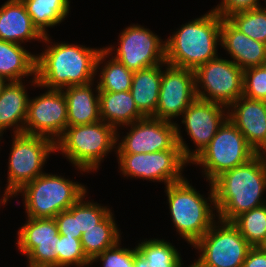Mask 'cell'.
I'll use <instances>...</instances> for the list:
<instances>
[{
    "instance_id": "cell-1",
    "label": "cell",
    "mask_w": 266,
    "mask_h": 267,
    "mask_svg": "<svg viewBox=\"0 0 266 267\" xmlns=\"http://www.w3.org/2000/svg\"><path fill=\"white\" fill-rule=\"evenodd\" d=\"M49 36L45 35L42 41L47 48L40 55L36 54V77L30 81L31 85L62 90L92 83L98 72L96 61L102 48L64 42L48 45Z\"/></svg>"
},
{
    "instance_id": "cell-2",
    "label": "cell",
    "mask_w": 266,
    "mask_h": 267,
    "mask_svg": "<svg viewBox=\"0 0 266 267\" xmlns=\"http://www.w3.org/2000/svg\"><path fill=\"white\" fill-rule=\"evenodd\" d=\"M218 219L232 222L240 214L266 204V155L257 153L248 162L227 170L212 182Z\"/></svg>"
},
{
    "instance_id": "cell-3",
    "label": "cell",
    "mask_w": 266,
    "mask_h": 267,
    "mask_svg": "<svg viewBox=\"0 0 266 267\" xmlns=\"http://www.w3.org/2000/svg\"><path fill=\"white\" fill-rule=\"evenodd\" d=\"M222 18L213 10L182 25L166 42V63L195 71L218 56Z\"/></svg>"
},
{
    "instance_id": "cell-4",
    "label": "cell",
    "mask_w": 266,
    "mask_h": 267,
    "mask_svg": "<svg viewBox=\"0 0 266 267\" xmlns=\"http://www.w3.org/2000/svg\"><path fill=\"white\" fill-rule=\"evenodd\" d=\"M209 185L208 198H204L186 178L165 186L173 224L179 235L192 246L217 221L213 213L216 210L214 190L211 182Z\"/></svg>"
},
{
    "instance_id": "cell-5",
    "label": "cell",
    "mask_w": 266,
    "mask_h": 267,
    "mask_svg": "<svg viewBox=\"0 0 266 267\" xmlns=\"http://www.w3.org/2000/svg\"><path fill=\"white\" fill-rule=\"evenodd\" d=\"M118 131L103 121L67 126L55 142V150L64 154L76 169L82 172L97 171L103 158L116 148Z\"/></svg>"
},
{
    "instance_id": "cell-6",
    "label": "cell",
    "mask_w": 266,
    "mask_h": 267,
    "mask_svg": "<svg viewBox=\"0 0 266 267\" xmlns=\"http://www.w3.org/2000/svg\"><path fill=\"white\" fill-rule=\"evenodd\" d=\"M23 195L27 217L33 219L55 218L68 210L85 193L84 185L59 175L43 173L24 185L16 194Z\"/></svg>"
},
{
    "instance_id": "cell-7",
    "label": "cell",
    "mask_w": 266,
    "mask_h": 267,
    "mask_svg": "<svg viewBox=\"0 0 266 267\" xmlns=\"http://www.w3.org/2000/svg\"><path fill=\"white\" fill-rule=\"evenodd\" d=\"M257 152L227 118L210 143L190 163L199 165L208 182L223 172L248 162Z\"/></svg>"
},
{
    "instance_id": "cell-8",
    "label": "cell",
    "mask_w": 266,
    "mask_h": 267,
    "mask_svg": "<svg viewBox=\"0 0 266 267\" xmlns=\"http://www.w3.org/2000/svg\"><path fill=\"white\" fill-rule=\"evenodd\" d=\"M8 160L7 186L4 190L10 198L24 185L43 174L46 159L56 152L55 142L43 136L13 134Z\"/></svg>"
},
{
    "instance_id": "cell-9",
    "label": "cell",
    "mask_w": 266,
    "mask_h": 267,
    "mask_svg": "<svg viewBox=\"0 0 266 267\" xmlns=\"http://www.w3.org/2000/svg\"><path fill=\"white\" fill-rule=\"evenodd\" d=\"M218 220L192 246L201 253L194 263L199 267H242L252 246L232 222Z\"/></svg>"
},
{
    "instance_id": "cell-10",
    "label": "cell",
    "mask_w": 266,
    "mask_h": 267,
    "mask_svg": "<svg viewBox=\"0 0 266 267\" xmlns=\"http://www.w3.org/2000/svg\"><path fill=\"white\" fill-rule=\"evenodd\" d=\"M194 72L199 99L229 107L243 95V70L232 60L217 56Z\"/></svg>"
},
{
    "instance_id": "cell-11",
    "label": "cell",
    "mask_w": 266,
    "mask_h": 267,
    "mask_svg": "<svg viewBox=\"0 0 266 267\" xmlns=\"http://www.w3.org/2000/svg\"><path fill=\"white\" fill-rule=\"evenodd\" d=\"M120 172L131 178L164 182L167 186L183 180L182 171L188 161L179 144L172 149L153 153H116Z\"/></svg>"
},
{
    "instance_id": "cell-12",
    "label": "cell",
    "mask_w": 266,
    "mask_h": 267,
    "mask_svg": "<svg viewBox=\"0 0 266 267\" xmlns=\"http://www.w3.org/2000/svg\"><path fill=\"white\" fill-rule=\"evenodd\" d=\"M227 109L228 107L222 104L196 98L182 113L183 120L181 121L185 125L187 135L197 146L195 151L189 149L176 123L177 143L188 162L198 156L216 135L220 126L228 118Z\"/></svg>"
},
{
    "instance_id": "cell-13",
    "label": "cell",
    "mask_w": 266,
    "mask_h": 267,
    "mask_svg": "<svg viewBox=\"0 0 266 267\" xmlns=\"http://www.w3.org/2000/svg\"><path fill=\"white\" fill-rule=\"evenodd\" d=\"M117 43L113 57L133 72L166 63V42L141 25L125 28Z\"/></svg>"
},
{
    "instance_id": "cell-14",
    "label": "cell",
    "mask_w": 266,
    "mask_h": 267,
    "mask_svg": "<svg viewBox=\"0 0 266 267\" xmlns=\"http://www.w3.org/2000/svg\"><path fill=\"white\" fill-rule=\"evenodd\" d=\"M67 127V103L62 90L48 89L28 101L24 134L43 136L56 142Z\"/></svg>"
},
{
    "instance_id": "cell-15",
    "label": "cell",
    "mask_w": 266,
    "mask_h": 267,
    "mask_svg": "<svg viewBox=\"0 0 266 267\" xmlns=\"http://www.w3.org/2000/svg\"><path fill=\"white\" fill-rule=\"evenodd\" d=\"M17 247L28 259L27 267H57V241L60 236L54 218L33 219L17 232Z\"/></svg>"
},
{
    "instance_id": "cell-16",
    "label": "cell",
    "mask_w": 266,
    "mask_h": 267,
    "mask_svg": "<svg viewBox=\"0 0 266 267\" xmlns=\"http://www.w3.org/2000/svg\"><path fill=\"white\" fill-rule=\"evenodd\" d=\"M165 67L162 70L159 99L153 118L172 122L197 98L195 72L169 64Z\"/></svg>"
},
{
    "instance_id": "cell-17",
    "label": "cell",
    "mask_w": 266,
    "mask_h": 267,
    "mask_svg": "<svg viewBox=\"0 0 266 267\" xmlns=\"http://www.w3.org/2000/svg\"><path fill=\"white\" fill-rule=\"evenodd\" d=\"M130 131L123 136L116 153H153L172 149L177 144L176 123L144 117L126 125Z\"/></svg>"
},
{
    "instance_id": "cell-18",
    "label": "cell",
    "mask_w": 266,
    "mask_h": 267,
    "mask_svg": "<svg viewBox=\"0 0 266 267\" xmlns=\"http://www.w3.org/2000/svg\"><path fill=\"white\" fill-rule=\"evenodd\" d=\"M227 113L248 144L257 153L266 155V101L242 95L228 107Z\"/></svg>"
},
{
    "instance_id": "cell-19",
    "label": "cell",
    "mask_w": 266,
    "mask_h": 267,
    "mask_svg": "<svg viewBox=\"0 0 266 267\" xmlns=\"http://www.w3.org/2000/svg\"><path fill=\"white\" fill-rule=\"evenodd\" d=\"M220 43L242 70L261 66L266 61V44L246 36L227 18H222Z\"/></svg>"
},
{
    "instance_id": "cell-20",
    "label": "cell",
    "mask_w": 266,
    "mask_h": 267,
    "mask_svg": "<svg viewBox=\"0 0 266 267\" xmlns=\"http://www.w3.org/2000/svg\"><path fill=\"white\" fill-rule=\"evenodd\" d=\"M43 39L21 0H7L0 7V40L21 44Z\"/></svg>"
},
{
    "instance_id": "cell-21",
    "label": "cell",
    "mask_w": 266,
    "mask_h": 267,
    "mask_svg": "<svg viewBox=\"0 0 266 267\" xmlns=\"http://www.w3.org/2000/svg\"><path fill=\"white\" fill-rule=\"evenodd\" d=\"M94 82L87 85L70 86L62 89L67 103V126L91 124L101 121L99 88ZM92 86V87H91ZM95 95V96H94Z\"/></svg>"
},
{
    "instance_id": "cell-22",
    "label": "cell",
    "mask_w": 266,
    "mask_h": 267,
    "mask_svg": "<svg viewBox=\"0 0 266 267\" xmlns=\"http://www.w3.org/2000/svg\"><path fill=\"white\" fill-rule=\"evenodd\" d=\"M24 85L22 81L8 82L0 95V140L7 128L12 127L14 134L24 133L29 101Z\"/></svg>"
},
{
    "instance_id": "cell-23",
    "label": "cell",
    "mask_w": 266,
    "mask_h": 267,
    "mask_svg": "<svg viewBox=\"0 0 266 267\" xmlns=\"http://www.w3.org/2000/svg\"><path fill=\"white\" fill-rule=\"evenodd\" d=\"M162 63L133 72L130 93L138 110L145 117H153L157 109L161 87Z\"/></svg>"
},
{
    "instance_id": "cell-24",
    "label": "cell",
    "mask_w": 266,
    "mask_h": 267,
    "mask_svg": "<svg viewBox=\"0 0 266 267\" xmlns=\"http://www.w3.org/2000/svg\"><path fill=\"white\" fill-rule=\"evenodd\" d=\"M101 121L116 130L145 116L138 110L130 91L99 92Z\"/></svg>"
},
{
    "instance_id": "cell-25",
    "label": "cell",
    "mask_w": 266,
    "mask_h": 267,
    "mask_svg": "<svg viewBox=\"0 0 266 267\" xmlns=\"http://www.w3.org/2000/svg\"><path fill=\"white\" fill-rule=\"evenodd\" d=\"M0 75L8 82L22 81L26 76L36 77V55L21 44L0 40Z\"/></svg>"
},
{
    "instance_id": "cell-26",
    "label": "cell",
    "mask_w": 266,
    "mask_h": 267,
    "mask_svg": "<svg viewBox=\"0 0 266 267\" xmlns=\"http://www.w3.org/2000/svg\"><path fill=\"white\" fill-rule=\"evenodd\" d=\"M115 48L102 47V50L99 52L96 69H101L99 73L100 79L98 84L99 92H123L130 91L133 79V71L127 69L121 62L116 60L112 56V51ZM109 56H112L110 58ZM109 57L110 60L106 64H103L106 61L105 58ZM100 64L104 66L100 68Z\"/></svg>"
},
{
    "instance_id": "cell-27",
    "label": "cell",
    "mask_w": 266,
    "mask_h": 267,
    "mask_svg": "<svg viewBox=\"0 0 266 267\" xmlns=\"http://www.w3.org/2000/svg\"><path fill=\"white\" fill-rule=\"evenodd\" d=\"M31 21L45 36L47 27H54L69 15L70 0H21Z\"/></svg>"
},
{
    "instance_id": "cell-28",
    "label": "cell",
    "mask_w": 266,
    "mask_h": 267,
    "mask_svg": "<svg viewBox=\"0 0 266 267\" xmlns=\"http://www.w3.org/2000/svg\"><path fill=\"white\" fill-rule=\"evenodd\" d=\"M112 213L110 212L100 223L82 234V249L90 261L121 240L120 230Z\"/></svg>"
},
{
    "instance_id": "cell-29",
    "label": "cell",
    "mask_w": 266,
    "mask_h": 267,
    "mask_svg": "<svg viewBox=\"0 0 266 267\" xmlns=\"http://www.w3.org/2000/svg\"><path fill=\"white\" fill-rule=\"evenodd\" d=\"M140 243L135 247L147 259V267H182L180 253L170 242L154 238Z\"/></svg>"
},
{
    "instance_id": "cell-30",
    "label": "cell",
    "mask_w": 266,
    "mask_h": 267,
    "mask_svg": "<svg viewBox=\"0 0 266 267\" xmlns=\"http://www.w3.org/2000/svg\"><path fill=\"white\" fill-rule=\"evenodd\" d=\"M232 223L252 247L259 246L266 236V204L240 214Z\"/></svg>"
},
{
    "instance_id": "cell-31",
    "label": "cell",
    "mask_w": 266,
    "mask_h": 267,
    "mask_svg": "<svg viewBox=\"0 0 266 267\" xmlns=\"http://www.w3.org/2000/svg\"><path fill=\"white\" fill-rule=\"evenodd\" d=\"M246 36L266 44V8L240 11L227 18Z\"/></svg>"
},
{
    "instance_id": "cell-32",
    "label": "cell",
    "mask_w": 266,
    "mask_h": 267,
    "mask_svg": "<svg viewBox=\"0 0 266 267\" xmlns=\"http://www.w3.org/2000/svg\"><path fill=\"white\" fill-rule=\"evenodd\" d=\"M57 243V267H85L91 265L81 244V239L60 235Z\"/></svg>"
},
{
    "instance_id": "cell-33",
    "label": "cell",
    "mask_w": 266,
    "mask_h": 267,
    "mask_svg": "<svg viewBox=\"0 0 266 267\" xmlns=\"http://www.w3.org/2000/svg\"><path fill=\"white\" fill-rule=\"evenodd\" d=\"M85 195L86 193L77 201L78 233L82 234L100 223L111 212L107 206L85 201Z\"/></svg>"
},
{
    "instance_id": "cell-34",
    "label": "cell",
    "mask_w": 266,
    "mask_h": 267,
    "mask_svg": "<svg viewBox=\"0 0 266 267\" xmlns=\"http://www.w3.org/2000/svg\"><path fill=\"white\" fill-rule=\"evenodd\" d=\"M243 96L266 101V69L257 66L243 70Z\"/></svg>"
},
{
    "instance_id": "cell-35",
    "label": "cell",
    "mask_w": 266,
    "mask_h": 267,
    "mask_svg": "<svg viewBox=\"0 0 266 267\" xmlns=\"http://www.w3.org/2000/svg\"><path fill=\"white\" fill-rule=\"evenodd\" d=\"M121 240L94 257L90 263L102 262V267H134L133 248H121Z\"/></svg>"
},
{
    "instance_id": "cell-36",
    "label": "cell",
    "mask_w": 266,
    "mask_h": 267,
    "mask_svg": "<svg viewBox=\"0 0 266 267\" xmlns=\"http://www.w3.org/2000/svg\"><path fill=\"white\" fill-rule=\"evenodd\" d=\"M60 235L81 239L82 233H78L77 202L68 210L60 212L55 218Z\"/></svg>"
},
{
    "instance_id": "cell-37",
    "label": "cell",
    "mask_w": 266,
    "mask_h": 267,
    "mask_svg": "<svg viewBox=\"0 0 266 267\" xmlns=\"http://www.w3.org/2000/svg\"><path fill=\"white\" fill-rule=\"evenodd\" d=\"M262 6L259 0H222L221 3L212 10L221 18H228L236 12L252 10Z\"/></svg>"
},
{
    "instance_id": "cell-38",
    "label": "cell",
    "mask_w": 266,
    "mask_h": 267,
    "mask_svg": "<svg viewBox=\"0 0 266 267\" xmlns=\"http://www.w3.org/2000/svg\"><path fill=\"white\" fill-rule=\"evenodd\" d=\"M242 267H266V252L258 246L251 247Z\"/></svg>"
},
{
    "instance_id": "cell-39",
    "label": "cell",
    "mask_w": 266,
    "mask_h": 267,
    "mask_svg": "<svg viewBox=\"0 0 266 267\" xmlns=\"http://www.w3.org/2000/svg\"><path fill=\"white\" fill-rule=\"evenodd\" d=\"M134 267H147V259L135 248H133Z\"/></svg>"
},
{
    "instance_id": "cell-40",
    "label": "cell",
    "mask_w": 266,
    "mask_h": 267,
    "mask_svg": "<svg viewBox=\"0 0 266 267\" xmlns=\"http://www.w3.org/2000/svg\"><path fill=\"white\" fill-rule=\"evenodd\" d=\"M7 83L8 81L0 75V95L2 94V91L4 87L7 85Z\"/></svg>"
},
{
    "instance_id": "cell-41",
    "label": "cell",
    "mask_w": 266,
    "mask_h": 267,
    "mask_svg": "<svg viewBox=\"0 0 266 267\" xmlns=\"http://www.w3.org/2000/svg\"><path fill=\"white\" fill-rule=\"evenodd\" d=\"M9 199L10 197L6 193H4L2 199H0V206L1 204L5 205L9 201Z\"/></svg>"
},
{
    "instance_id": "cell-42",
    "label": "cell",
    "mask_w": 266,
    "mask_h": 267,
    "mask_svg": "<svg viewBox=\"0 0 266 267\" xmlns=\"http://www.w3.org/2000/svg\"><path fill=\"white\" fill-rule=\"evenodd\" d=\"M258 247L261 250H263L264 252H266V236H265L264 240L260 243V245Z\"/></svg>"
},
{
    "instance_id": "cell-43",
    "label": "cell",
    "mask_w": 266,
    "mask_h": 267,
    "mask_svg": "<svg viewBox=\"0 0 266 267\" xmlns=\"http://www.w3.org/2000/svg\"><path fill=\"white\" fill-rule=\"evenodd\" d=\"M262 69H266V61L260 66Z\"/></svg>"
},
{
    "instance_id": "cell-44",
    "label": "cell",
    "mask_w": 266,
    "mask_h": 267,
    "mask_svg": "<svg viewBox=\"0 0 266 267\" xmlns=\"http://www.w3.org/2000/svg\"><path fill=\"white\" fill-rule=\"evenodd\" d=\"M188 267H199L198 265H196L195 263L191 264L190 266Z\"/></svg>"
}]
</instances>
